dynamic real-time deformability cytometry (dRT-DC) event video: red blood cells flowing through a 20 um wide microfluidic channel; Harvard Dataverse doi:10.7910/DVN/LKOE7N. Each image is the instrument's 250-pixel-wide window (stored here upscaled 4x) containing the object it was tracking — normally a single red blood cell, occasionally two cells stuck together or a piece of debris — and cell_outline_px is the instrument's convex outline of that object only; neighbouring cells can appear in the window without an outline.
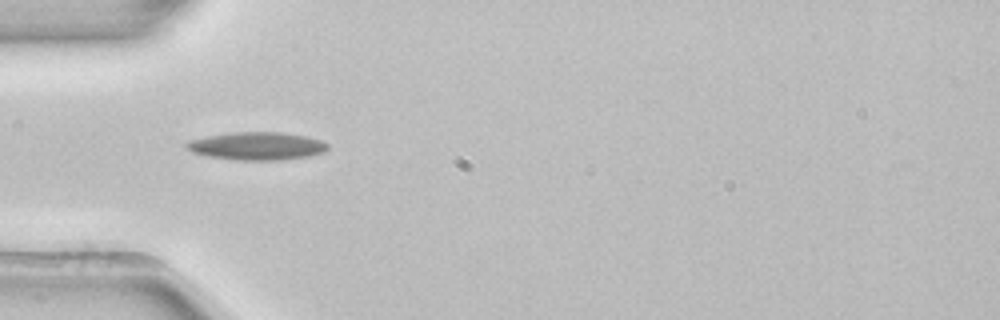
{"species": "common noctule bat (a hibernating species)", "species_latin": "Nyctalus noctula", "temperature_condition": "room temperature", "stored_images_in_passage": 34, "camera_frame_rate_fps": 3000, "um_per_image_px": 0.085, "animal": {"sex": "female", "body_mass_g": 22.7, "forearm_length_mm": 54.2}, "frame": {"image": 1, "passage_image": 1, "time_ms": 0.0, "image_size_px": [1000, 320], "cell_outline_px": [[328, 148], [324, 152], [308, 156], [280, 160], [236, 160], [208, 156], [192, 152], [184, 148], [184, 144], [188, 140], [208, 136], [232, 132], [284, 132], [308, 136], [320, 140], [328, 144]], "centroid_in_image_um": [21.81, 12.4], "position_along_channel_um": 63.2, "area_um2": 23.12}}
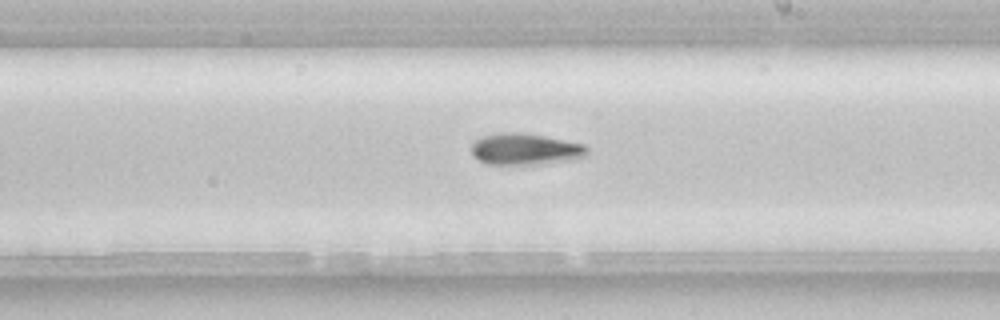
{"frame": {"image": 2, "passage_image": 15, "time_ms": 4.667, "image_size_px": [1000, 320], "cell_outline_px": [[588, 152], [584, 156], [576, 160], [544, 164], [488, 164], [472, 156], [472, 144], [476, 140], [484, 136], [500, 132], [516, 132], [544, 136], [584, 144], [588, 148]], "centroid_in_image_um": [44.68, 12.69], "position_along_channel_um": 244.3, "area_um2": 21.27}, "authors_computed_cell_mechanics": {"area_um2": 20.0566, "velocity_mm_per_s": 3.9173, "shape_relaxation_time_tau1_ms": 5.9352, "shape_relaxation_time_tau2_ms": null, "deformation_change_tau1": 0.1462, "deformation_change_tau2": null}}